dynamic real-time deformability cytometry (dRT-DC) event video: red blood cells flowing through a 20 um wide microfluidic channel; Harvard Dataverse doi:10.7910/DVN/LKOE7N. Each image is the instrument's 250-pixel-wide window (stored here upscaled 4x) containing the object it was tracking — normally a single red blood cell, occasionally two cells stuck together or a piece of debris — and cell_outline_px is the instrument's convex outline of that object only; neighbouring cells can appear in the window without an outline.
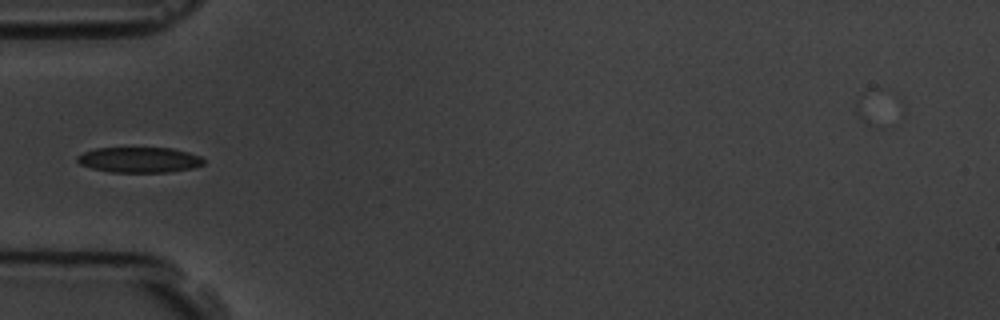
{"species": "common noctule bat (a hibernating species)", "species_latin": "Nyctalus noctula", "temperature_condition": "room temperature", "stored_images_in_passage": 5, "camera_frame_rate_fps": 3000, "um_per_image_px": 0.085, "animal": {"sex": "male", "body_mass_g": 19.5, "forearm_length_mm": 54.6}, "frame": {"image": 1, "passage_image": 5, "time_ms": 5.333, "image_size_px": [1000, 320], "cell_outline_px": [[204, 164], [192, 168], [168, 172], [108, 172], [92, 168], [80, 164], [76, 160], [76, 156], [84, 152], [96, 148], [172, 148], [188, 152], [200, 156], [204, 160]], "centroid_in_image_um": [11.83, 13.58], "position_along_channel_um": 73.2, "area_um2": 18.73}}